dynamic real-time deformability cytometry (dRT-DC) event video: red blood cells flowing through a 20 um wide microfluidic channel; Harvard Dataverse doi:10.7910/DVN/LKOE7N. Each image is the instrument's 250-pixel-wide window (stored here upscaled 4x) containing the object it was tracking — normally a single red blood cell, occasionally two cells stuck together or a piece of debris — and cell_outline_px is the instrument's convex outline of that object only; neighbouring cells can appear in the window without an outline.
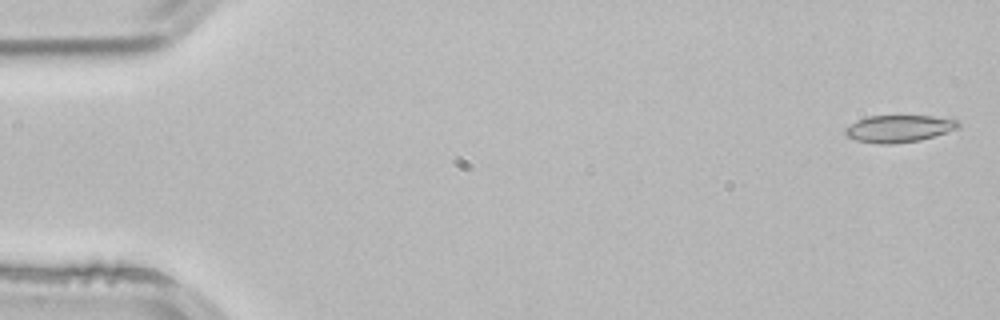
{"species": "common noctule bat (a hibernating species)", "species_latin": "Nyctalus noctula", "temperature_condition": "room temperature", "stored_images_in_passage": 4, "camera_frame_rate_fps": 3000, "um_per_image_px": 0.085, "animal": {"sex": "male", "body_mass_g": 21.5, "forearm_length_mm": 52.0}, "frame": {"image": 1, "passage_image": 1, "time_ms": 0.0, "image_size_px": [1000, 320], "cell_outline_px": [[960, 128], [920, 140], [892, 144], [880, 144], [856, 140], [844, 136], [844, 128], [856, 120], [868, 116], [932, 116], [956, 120], [960, 124]], "centroid_in_image_um": [76.36, 10.93], "position_along_channel_um": 8.6, "area_um2": 17.92}}